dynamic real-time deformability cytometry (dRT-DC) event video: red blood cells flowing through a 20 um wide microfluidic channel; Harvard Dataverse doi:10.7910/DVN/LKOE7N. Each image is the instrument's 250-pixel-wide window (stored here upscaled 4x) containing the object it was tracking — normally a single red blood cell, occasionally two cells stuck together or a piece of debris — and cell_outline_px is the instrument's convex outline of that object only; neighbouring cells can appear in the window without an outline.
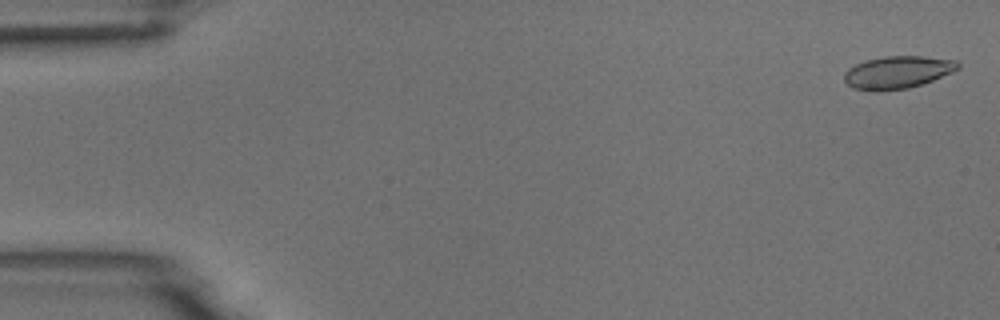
{"species": "common noctule bat (a hibernating species)", "species_latin": "Nyctalus noctula", "temperature_condition": "room temperature", "stored_images_in_passage": 4, "segment_of_instrument_passage": [2, 2], "camera_frame_rate_fps": 3000, "um_per_image_px": 0.085, "animal": {"sex": "male", "body_mass_g": 18.8}, "frame": {"image": 1, "passage_image": 4, "time_ms": 3.667, "image_size_px": [1000, 320], "cell_outline_px": [[960, 68], [952, 72], [932, 80], [908, 88], [876, 92], [872, 92], [852, 88], [844, 80], [844, 72], [848, 68], [864, 60], [884, 56], [924, 56], [956, 60], [960, 64]], "centroid_in_image_um": [76.26, 6.14], "position_along_channel_um": 8.7, "area_um2": 21.73}}